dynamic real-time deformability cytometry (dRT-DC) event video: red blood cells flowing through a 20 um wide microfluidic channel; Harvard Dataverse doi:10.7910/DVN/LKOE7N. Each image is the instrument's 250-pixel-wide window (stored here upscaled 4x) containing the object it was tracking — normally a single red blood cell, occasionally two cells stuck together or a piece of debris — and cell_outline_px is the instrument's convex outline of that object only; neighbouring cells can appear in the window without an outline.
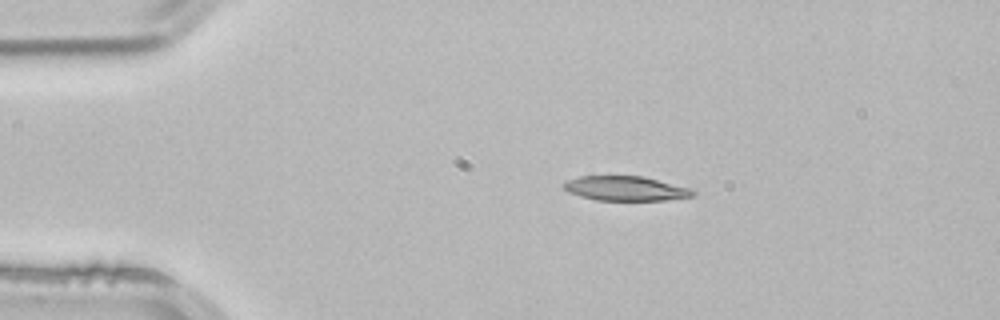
{"species": "common noctule bat (a hibernating species)", "species_latin": "Nyctalus noctula", "temperature_condition": "room temperature", "stored_images_in_passage": 3, "camera_frame_rate_fps": 3000, "um_per_image_px": 0.085, "animal": {"sex": "male", "body_mass_g": 21.5, "forearm_length_mm": 52.0}, "frame": {"image": 1, "passage_image": 2, "time_ms": 0.333, "image_size_px": [1000, 320], "cell_outline_px": [[696, 192], [692, 196], [664, 200], [596, 200], [580, 196], [568, 192], [564, 188], [564, 184], [568, 180], [580, 176], [644, 176], [692, 188]], "centroid_in_image_um": [53.21, 16.01], "position_along_channel_um": 31.8, "area_um2": 18.44}}